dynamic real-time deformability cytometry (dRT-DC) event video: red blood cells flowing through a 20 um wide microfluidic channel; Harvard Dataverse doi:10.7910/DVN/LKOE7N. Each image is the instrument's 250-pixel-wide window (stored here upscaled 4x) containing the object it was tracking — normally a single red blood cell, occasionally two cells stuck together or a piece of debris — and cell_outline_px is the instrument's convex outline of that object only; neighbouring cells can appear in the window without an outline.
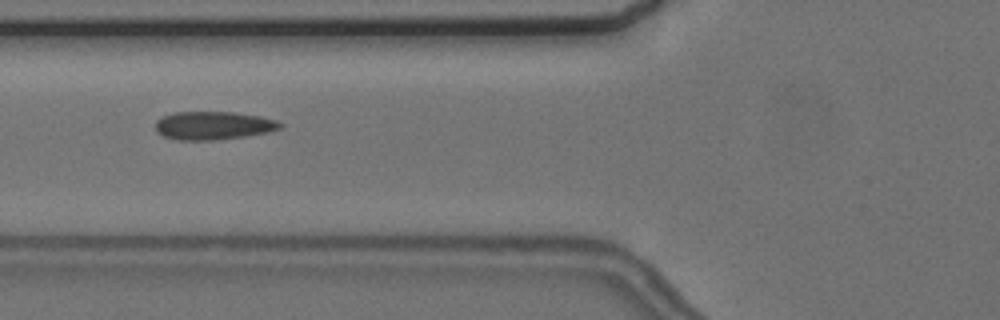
{"species": "common noctule bat (a hibernating species)", "species_latin": "Nyctalus noctula", "temperature_condition": "cold", "stored_images_in_passage": 7, "camera_frame_rate_fps": 3000, "um_per_image_px": 0.085, "animal": {"sex": "female", "body_mass_g": 24.6, "forearm_length_mm": 56.2}, "frame": {"image": 1, "passage_image": 6, "time_ms": 5.667, "image_size_px": [1000, 320], "cell_outline_px": [[284, 124], [280, 128], [268, 132], [244, 136], [212, 140], [176, 140], [164, 136], [156, 132], [156, 120], [172, 112], [236, 112], [260, 116], [276, 120]], "centroid_in_image_um": [18.12, 10.66], "position_along_channel_um": 107.7, "area_um2": 20.52}}